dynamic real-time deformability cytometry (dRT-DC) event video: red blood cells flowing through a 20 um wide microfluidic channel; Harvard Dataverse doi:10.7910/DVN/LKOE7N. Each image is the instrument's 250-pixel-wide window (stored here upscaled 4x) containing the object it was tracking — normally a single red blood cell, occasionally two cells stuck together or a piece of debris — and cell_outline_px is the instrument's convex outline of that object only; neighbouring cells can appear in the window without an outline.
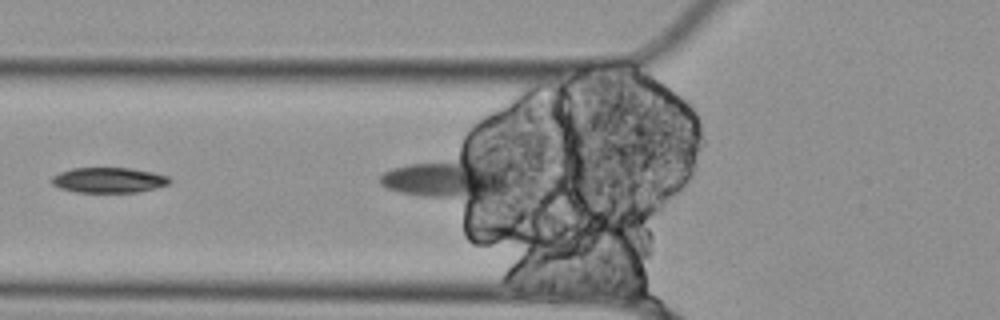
{"species": "Egyptian fruit bat (a non-hibernating species)", "species_latin": "Rousettus aegyptiacus", "temperature_condition": "cold", "stored_images_in_passage": 5, "segment_of_instrument_passage": [2, 2], "camera_frame_rate_fps": 3000, "um_per_image_px": 0.085, "animal": {"sex": "female"}, "frame": {"image": 1, "passage_image": 4, "time_ms": 1.0, "image_size_px": [1000, 320], "cell_outline_px": [[172, 180], [168, 184], [136, 192], [76, 192], [60, 188], [52, 184], [52, 176], [60, 172], [72, 168], [132, 168], [152, 172], [168, 176]], "centroid_in_image_um": [9.22, 15.3], "position_along_channel_um": 116.6, "area_um2": 17.22}}